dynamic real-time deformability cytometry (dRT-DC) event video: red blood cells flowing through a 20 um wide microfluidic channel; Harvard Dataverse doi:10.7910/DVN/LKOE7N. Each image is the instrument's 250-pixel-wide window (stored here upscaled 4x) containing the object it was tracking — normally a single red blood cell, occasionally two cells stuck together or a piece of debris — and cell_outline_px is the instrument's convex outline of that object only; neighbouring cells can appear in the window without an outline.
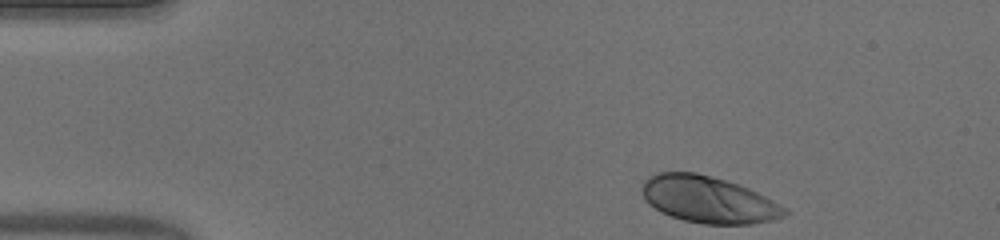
{"species": "human", "species_latin": "Homo sapiens", "temperature_condition": "warm", "stored_images_in_passage": 46, "camera_frame_rate_fps": 3000, "um_per_image_px": 0.085, "donor": {"sex": "male"}, "frame": {"image": 1, "passage_image": 1, "time_ms": 0.0, "image_size_px": [1000, 240], "cell_outline_px": [[788, 212], [784, 216], [776, 220], [752, 224], [704, 224], [684, 220], [660, 212], [648, 204], [644, 200], [640, 188], [644, 180], [648, 176], [660, 172], [696, 172], [712, 176], [748, 188], [780, 204]], "centroid_in_image_um": [60.17, 16.97], "position_along_channel_um": 24.8, "area_um2": 38.9}}
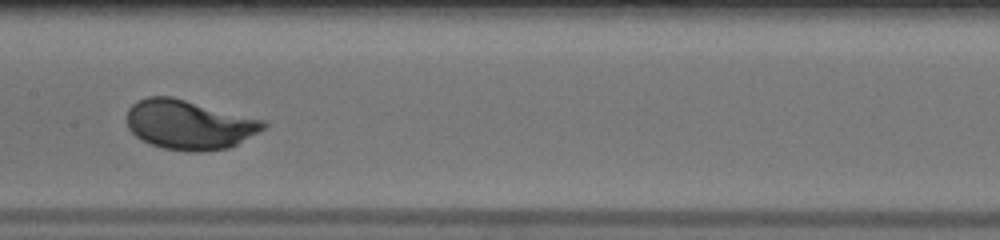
{"frame": {"image": 2, "passage_image": 20, "time_ms": 6.333, "image_size_px": [1000, 240], "cell_outline_px": [[268, 124], [264, 128], [236, 144], [228, 148], [200, 152], [188, 152], [164, 148], [152, 144], [136, 136], [128, 128], [128, 108], [132, 104], [148, 96], [172, 96], [264, 120]], "centroid_in_image_um": [16.07, 10.59], "position_along_channel_um": 191.3, "area_um2": 39.02}}
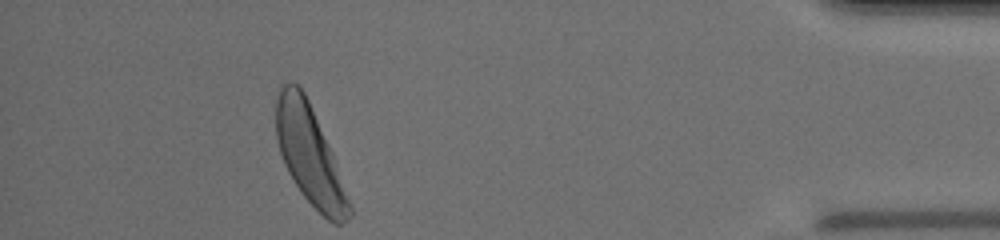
{"frame": {"image": 3, "passage_image": 41, "time_ms": 13.333, "image_size_px": [1000, 240], "cell_outline_px": [[352, 216], [348, 220], [340, 224], [332, 224], [300, 192], [288, 172], [284, 164], [276, 140], [276, 88], [280, 84], [292, 80], [304, 92], [308, 100], [332, 152], [352, 208]], "centroid_in_image_um": [26.29, 13.14], "position_along_channel_um": 408.9, "area_um2": 41.91}, "authors_computed_cell_mechanics": {"area_um2": 38.5526, "velocity_mm_per_s": 3.8769, "shape_relaxation_time_tau1_ms": 3.2702, "shape_relaxation_time_tau2_ms": null, "deformation_change_tau1": 0.2008, "deformation_change_tau2": null}}